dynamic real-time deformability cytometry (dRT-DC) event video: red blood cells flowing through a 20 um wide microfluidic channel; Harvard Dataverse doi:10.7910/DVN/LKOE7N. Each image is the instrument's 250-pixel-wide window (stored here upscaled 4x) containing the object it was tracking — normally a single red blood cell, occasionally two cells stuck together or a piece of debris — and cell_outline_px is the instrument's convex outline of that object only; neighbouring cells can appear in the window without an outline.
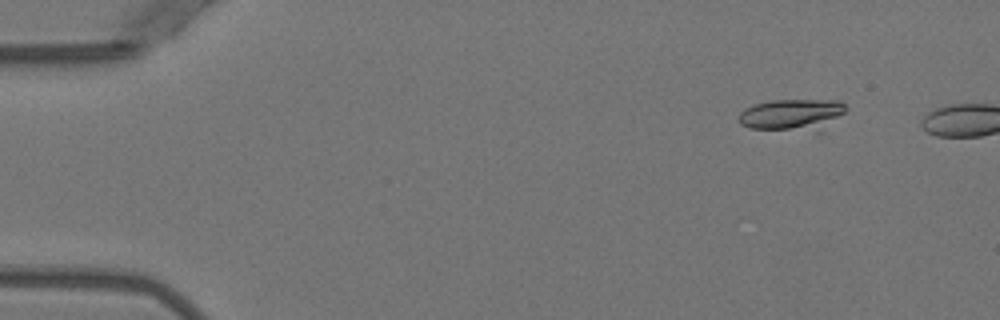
{"species": "Egyptian fruit bat (a non-hibernating species)", "species_latin": "Rousettus aegyptiacus", "temperature_condition": "warm", "stored_images_in_passage": 4, "camera_frame_rate_fps": 3000, "um_per_image_px": 0.085, "animal": {"sex": "female"}, "frame": {"image": 1, "passage_image": 1, "time_ms": 0.0, "image_size_px": [1000, 320], "cell_outline_px": [[848, 108], [844, 112], [820, 132], [816, 132], [752, 128], [740, 124], [736, 120], [740, 112], [744, 108], [752, 104], [772, 100], [840, 100]], "centroid_in_image_um": [67.31, 9.76], "position_along_channel_um": 17.7, "area_um2": 20.17}}